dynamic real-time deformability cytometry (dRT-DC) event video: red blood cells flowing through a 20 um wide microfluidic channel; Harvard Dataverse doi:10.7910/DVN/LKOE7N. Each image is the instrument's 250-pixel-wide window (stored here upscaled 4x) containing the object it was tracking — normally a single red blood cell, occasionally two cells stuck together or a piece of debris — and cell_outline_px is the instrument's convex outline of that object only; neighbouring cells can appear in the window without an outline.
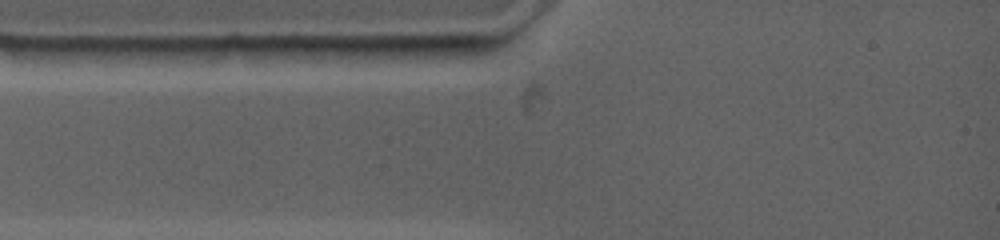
{"species": "common noctule bat (a hibernating species)", "species_latin": "Nyctalus noctula", "temperature_condition": "warm", "stored_images_in_passage": 1, "camera_frame_rate_fps": 4500, "um_per_image_px": 0.085, "animal": {"sex": "female", "body_mass_g": 19.0, "forearm_length_mm": 53.3}, "frame": {"image": 1, "passage_image": 1, "time_ms": 0.0, "image_size_px": [1000, 240], "cell_outline_px": [[260, 48], [224, 56], [160, 64], [140, 64], [136, 48], [228, 44], [240, 44]], "centroid_in_image_um": [15.97, 4.49], "position_along_channel_um": 69.0, "area_um2": 11.1}}